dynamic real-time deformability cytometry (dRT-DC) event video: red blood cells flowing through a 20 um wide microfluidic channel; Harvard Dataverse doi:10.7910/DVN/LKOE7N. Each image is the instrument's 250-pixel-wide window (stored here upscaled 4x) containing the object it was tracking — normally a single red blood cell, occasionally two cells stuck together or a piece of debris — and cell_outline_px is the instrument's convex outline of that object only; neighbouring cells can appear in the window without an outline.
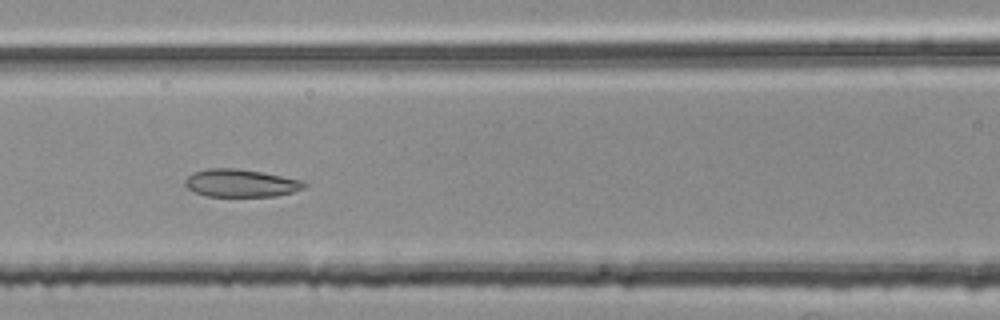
{"species": "common noctule bat (a hibernating species)", "species_latin": "Nyctalus noctula", "temperature_condition": "room temperature", "stored_images_in_passage": 39, "camera_frame_rate_fps": 3000, "um_per_image_px": 0.085, "animal": {"sex": "female", "body_mass_g": 25.1}, "frame": {"image": 1, "passage_image": 11, "time_ms": 3.333, "image_size_px": [1000, 320], "cell_outline_px": [[308, 184], [304, 188], [292, 192], [276, 196], [208, 196], [196, 192], [188, 188], [184, 184], [184, 180], [188, 176], [196, 172], [208, 168], [236, 168], [260, 172], [304, 180]], "centroid_in_image_um": [20.5, 15.56], "position_along_channel_um": 146.1, "area_um2": 19.13}}
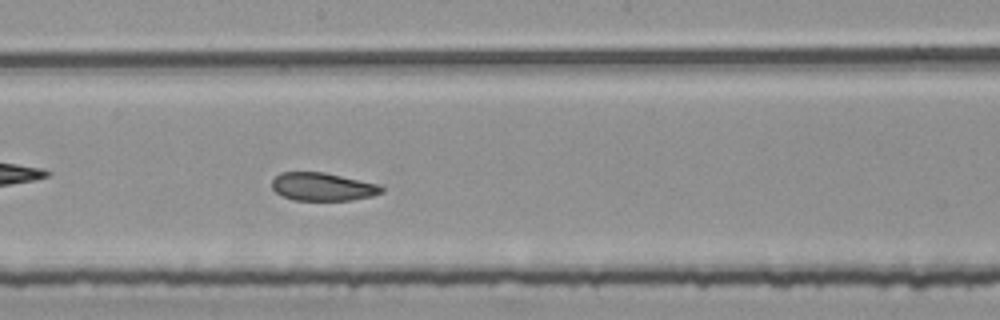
{"frame": {"image": 2, "passage_image": 17, "time_ms": 5.333, "image_size_px": [1000, 320], "cell_outline_px": [[384, 192], [372, 196], [352, 200], [292, 200], [280, 196], [272, 188], [272, 180], [280, 172], [324, 172], [380, 184], [384, 188]], "centroid_in_image_um": [27.43, 15.87], "position_along_channel_um": 220.8, "area_um2": 18.15}}
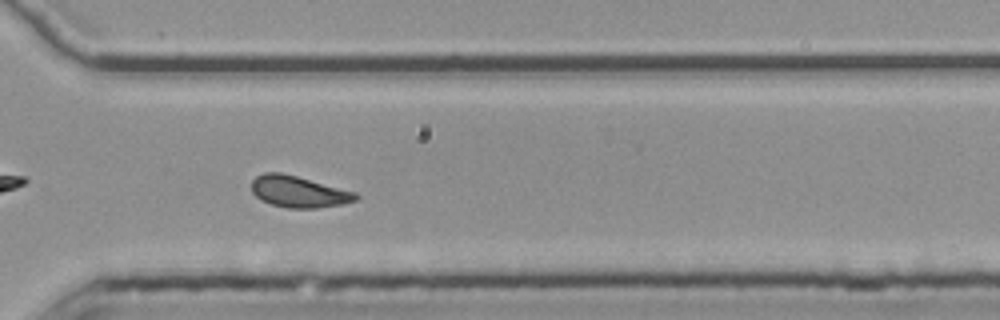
{"frame": {"image": 3, "passage_image": 27, "time_ms": 8.667, "image_size_px": [1000, 320], "cell_outline_px": [[360, 196], [356, 200], [344, 204], [316, 208], [288, 208], [272, 204], [260, 200], [252, 192], [252, 180], [256, 176], [264, 172], [280, 172], [296, 176], [356, 192]], "centroid_in_image_um": [25.38, 16.3], "position_along_channel_um": 345.2, "area_um2": 19.07}, "authors_computed_cell_mechanics": {"area_um2": 19.074, "velocity_mm_per_s": 3.749, "shape_relaxation_time_tau1_ms": null, "shape_relaxation_time_tau2_ms": 2.467, "deformation_change_tau1": null, "deformation_change_tau2": 0.0784}}